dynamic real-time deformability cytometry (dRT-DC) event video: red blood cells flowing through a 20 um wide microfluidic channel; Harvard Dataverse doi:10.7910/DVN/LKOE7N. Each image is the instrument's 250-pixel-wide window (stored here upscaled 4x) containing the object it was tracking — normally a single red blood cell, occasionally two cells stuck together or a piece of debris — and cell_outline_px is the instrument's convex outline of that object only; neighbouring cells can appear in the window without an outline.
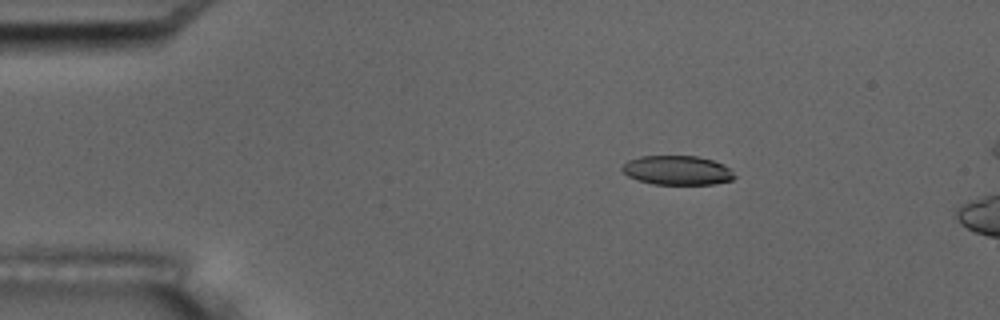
{"species": "common noctule bat (a hibernating species)", "species_latin": "Nyctalus noctula", "temperature_condition": "room temperature", "stored_images_in_passage": 4, "camera_frame_rate_fps": 3000, "um_per_image_px": 0.085, "animal": {"sex": "male", "body_mass_g": 17.5, "forearm_length_mm": 52.3}, "frame": {"image": 1, "passage_image": 2, "time_ms": 1.0, "image_size_px": [1000, 320], "cell_outline_px": [[736, 176], [732, 180], [712, 184], [652, 184], [628, 176], [620, 168], [628, 160], [640, 156], [696, 156], [712, 160], [724, 164]], "centroid_in_image_um": [57.56, 14.47], "position_along_channel_um": 27.4, "area_um2": 19.02}}